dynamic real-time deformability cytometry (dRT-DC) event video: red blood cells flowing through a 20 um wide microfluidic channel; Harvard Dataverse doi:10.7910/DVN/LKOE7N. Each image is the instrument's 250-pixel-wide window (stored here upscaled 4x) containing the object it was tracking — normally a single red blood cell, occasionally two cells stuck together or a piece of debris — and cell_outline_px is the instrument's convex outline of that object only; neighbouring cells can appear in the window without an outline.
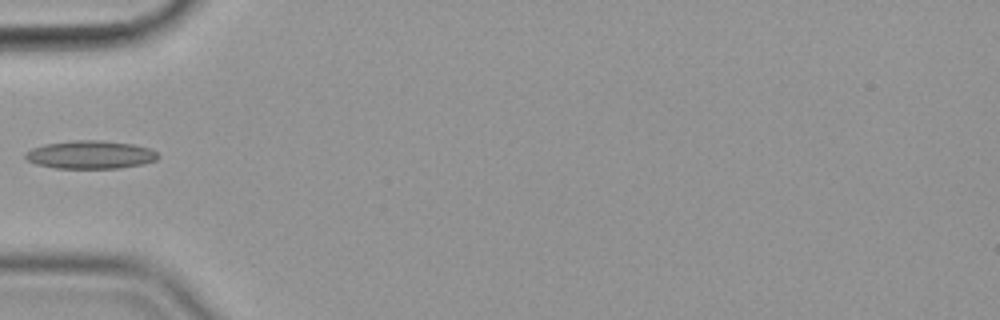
{"species": "common noctule bat (a hibernating species)", "species_latin": "Nyctalus noctula", "temperature_condition": "cold", "stored_images_in_passage": 38, "camera_frame_rate_fps": 3000, "um_per_image_px": 0.085, "animal": {"sex": "female", "body_mass_g": 19.9}, "frame": {"image": 1, "passage_image": 1, "time_ms": 0.0, "image_size_px": [1000, 320], "cell_outline_px": [[160, 156], [156, 160], [144, 164], [120, 168], [56, 168], [36, 164], [28, 160], [24, 156], [24, 152], [32, 148], [44, 144], [76, 140], [104, 140], [132, 144], [152, 148]], "centroid_in_image_um": [7.71, 13.14], "position_along_channel_um": 77.3, "area_um2": 21.91}}
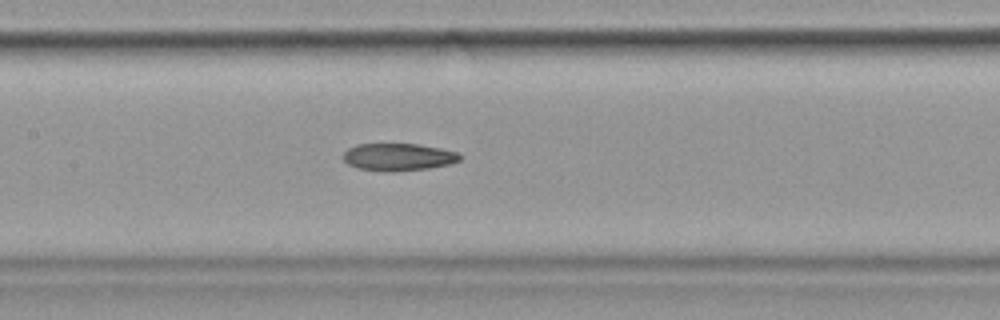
{"frame": {"image": 2, "passage_image": 9, "time_ms": 2.667, "image_size_px": [1000, 320], "cell_outline_px": [[460, 160], [452, 164], [428, 168], [396, 172], [388, 172], [356, 168], [348, 164], [344, 160], [344, 152], [348, 148], [356, 144], [416, 144], [440, 148], [456, 152], [460, 156]], "centroid_in_image_um": [33.84, 13.35], "position_along_channel_um": 173.6, "area_um2": 18.67}}
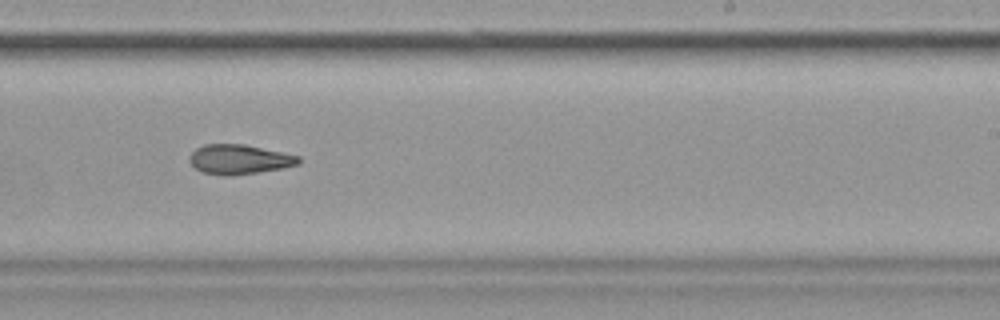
{"frame": {"image": 3, "passage_image": 17, "time_ms": 5.333, "image_size_px": [1000, 320], "cell_outline_px": [[300, 164], [284, 168], [232, 176], [224, 176], [200, 172], [188, 160], [192, 152], [196, 148], [204, 144], [244, 144], [300, 156]], "centroid_in_image_um": [20.33, 13.55], "position_along_channel_um": 268.7, "area_um2": 18.96}}